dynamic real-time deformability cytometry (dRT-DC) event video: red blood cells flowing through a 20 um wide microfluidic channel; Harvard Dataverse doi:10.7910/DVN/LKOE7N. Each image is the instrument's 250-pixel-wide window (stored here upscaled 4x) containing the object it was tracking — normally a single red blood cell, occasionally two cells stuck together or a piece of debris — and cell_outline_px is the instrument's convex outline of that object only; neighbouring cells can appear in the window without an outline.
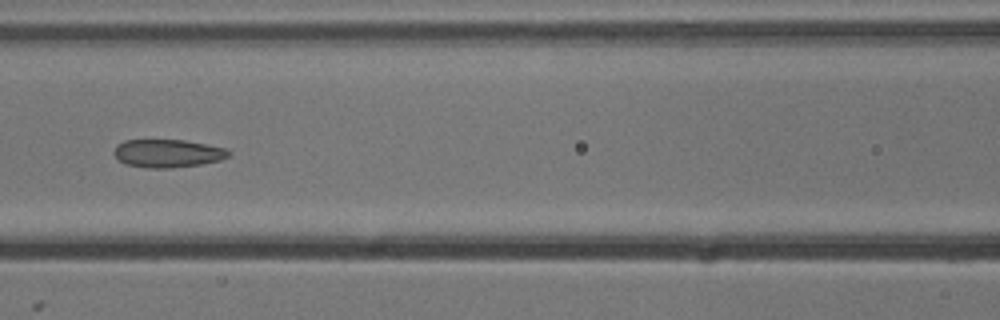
{"species": "common noctule bat (a hibernating species)", "species_latin": "Nyctalus noctula", "temperature_condition": "cold", "stored_images_in_passage": 7, "camera_frame_rate_fps": 3000, "um_per_image_px": 0.085, "animal": {"sex": "male", "body_mass_g": 13.3}, "frame": {"image": 1, "passage_image": 6, "time_ms": 1.667, "image_size_px": [1000, 320], "cell_outline_px": [[232, 152], [228, 156], [220, 160], [200, 164], [168, 168], [148, 168], [124, 164], [112, 152], [116, 144], [124, 140], [184, 140], [224, 148]], "centroid_in_image_um": [14.2, 13.03], "position_along_channel_um": 152.4, "area_um2": 18.67}}
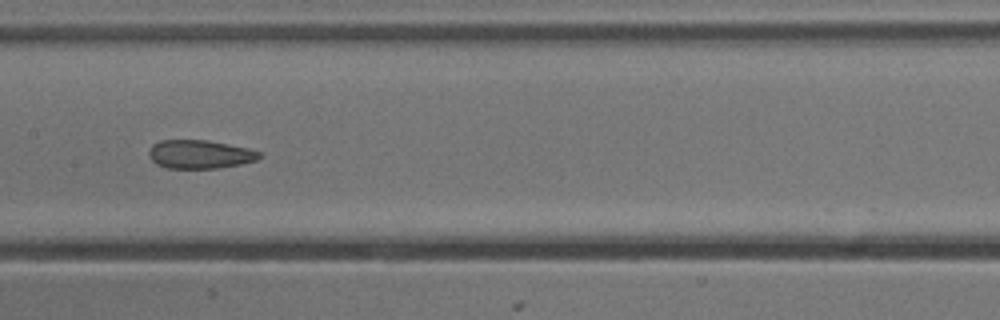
{"frame": {"image": 2, "passage_image": 7, "time_ms": 2.0, "image_size_px": [1000, 320], "cell_outline_px": [[264, 156], [256, 160], [240, 164], [220, 168], [168, 168], [156, 164], [148, 156], [148, 152], [152, 144], [160, 140], [208, 140], [248, 148], [260, 152]], "centroid_in_image_um": [16.98, 13.11], "position_along_channel_um": 190.4, "area_um2": 18.5}}